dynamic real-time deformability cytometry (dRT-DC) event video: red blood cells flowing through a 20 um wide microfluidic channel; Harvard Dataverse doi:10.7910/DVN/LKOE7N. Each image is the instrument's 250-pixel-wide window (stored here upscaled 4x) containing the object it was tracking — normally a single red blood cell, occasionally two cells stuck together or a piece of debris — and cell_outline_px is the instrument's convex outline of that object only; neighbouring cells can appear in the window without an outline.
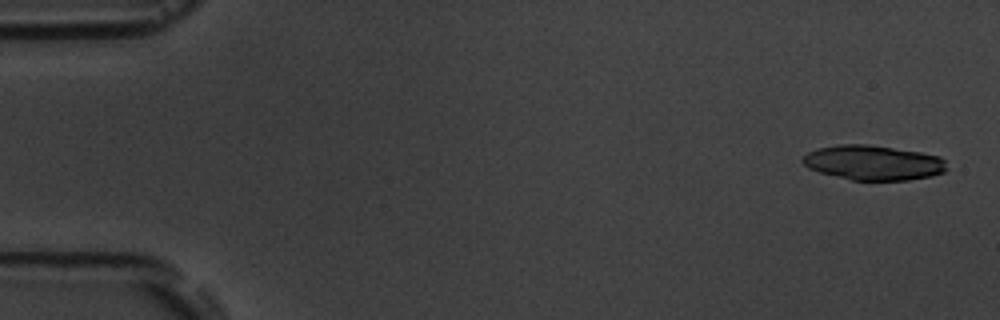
{"species": "common noctule bat (a hibernating species)", "species_latin": "Nyctalus noctula", "temperature_condition": "room temperature", "stored_images_in_passage": 6, "camera_frame_rate_fps": 3000, "um_per_image_px": 0.085, "animal": {"sex": "male", "body_mass_g": 19.5, "forearm_length_mm": 54.6}, "frame": {"image": 1, "passage_image": 1, "time_ms": 0.0, "image_size_px": [1000, 320], "cell_outline_px": [[948, 168], [944, 172], [932, 176], [908, 180], [852, 180], [820, 172], [808, 168], [800, 160], [808, 152], [816, 148], [840, 144], [868, 144], [920, 152], [940, 156], [944, 160]], "centroid_in_image_um": [74.23, 13.82], "position_along_channel_um": 10.8, "area_um2": 29.3}}
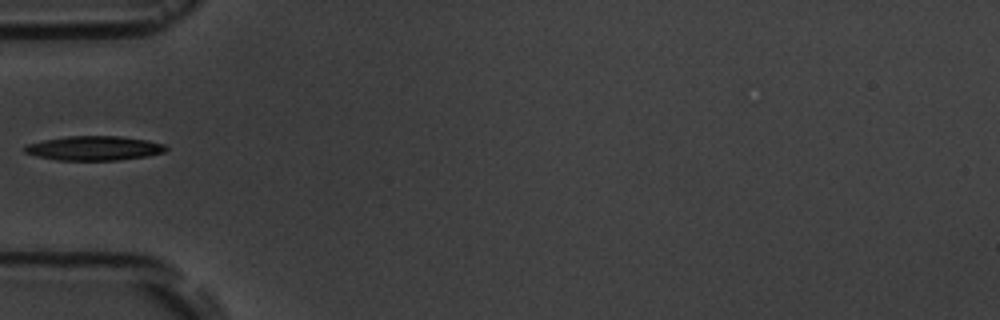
{"frame": {"image": 2, "passage_image": 5, "time_ms": 5.667, "image_size_px": [1000, 320], "cell_outline_px": [[168, 148], [164, 152], [148, 156], [120, 160], [56, 160], [36, 156], [24, 152], [24, 148], [28, 144], [44, 140], [68, 136], [120, 136], [148, 140], [164, 144]], "centroid_in_image_um": [8.03, 12.6], "position_along_channel_um": 77.0, "area_um2": 20.06}}
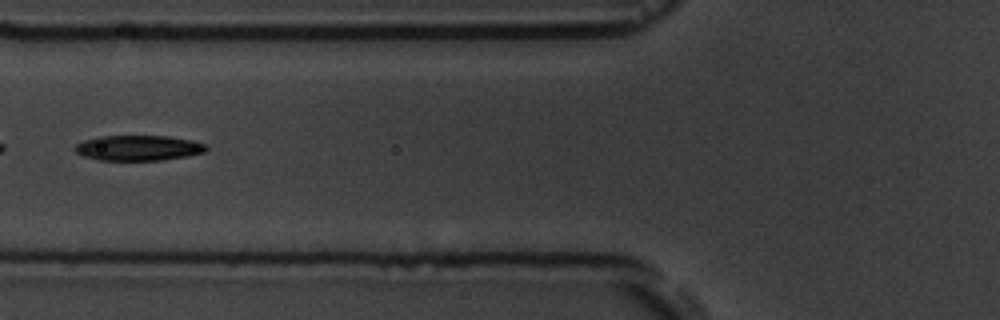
{"frame": {"image": 3, "passage_image": 6, "time_ms": 6.667, "image_size_px": [1000, 320], "cell_outline_px": [[208, 148], [204, 152], [188, 156], [160, 160], [96, 160], [84, 156], [76, 152], [72, 148], [76, 144], [84, 140], [96, 136], [168, 136], [192, 140], [208, 144]], "centroid_in_image_um": [11.75, 12.57], "position_along_channel_um": 114.0, "area_um2": 19.54}}